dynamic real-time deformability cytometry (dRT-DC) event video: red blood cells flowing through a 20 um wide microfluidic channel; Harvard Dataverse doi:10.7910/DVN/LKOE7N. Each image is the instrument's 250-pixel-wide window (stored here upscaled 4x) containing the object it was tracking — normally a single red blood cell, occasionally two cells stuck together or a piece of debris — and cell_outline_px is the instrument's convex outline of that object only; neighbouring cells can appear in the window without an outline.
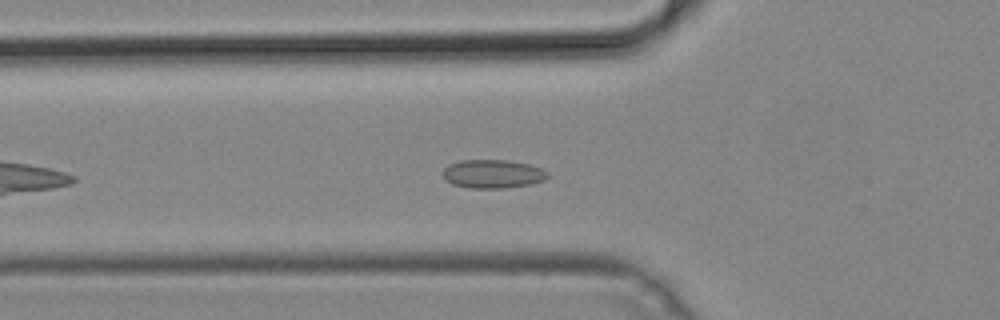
{"species": "common noctule bat (a hibernating species)", "species_latin": "Nyctalus noctula", "temperature_condition": "cold", "stored_images_in_passage": 41, "camera_frame_rate_fps": 3000, "um_per_image_px": 0.085, "animal": {"sex": "male", "body_mass_g": 19.2, "forearm_length_mm": 51.8}, "frame": {"image": 1, "passage_image": 8, "time_ms": 2.333, "image_size_px": [1000, 320], "cell_outline_px": [[548, 176], [544, 180], [528, 184], [504, 188], [468, 188], [452, 184], [444, 180], [444, 168], [448, 164], [460, 160], [508, 160], [528, 164], [540, 168], [548, 172]], "centroid_in_image_um": [41.85, 14.78], "position_along_channel_um": 84.0, "area_um2": 17.4}}
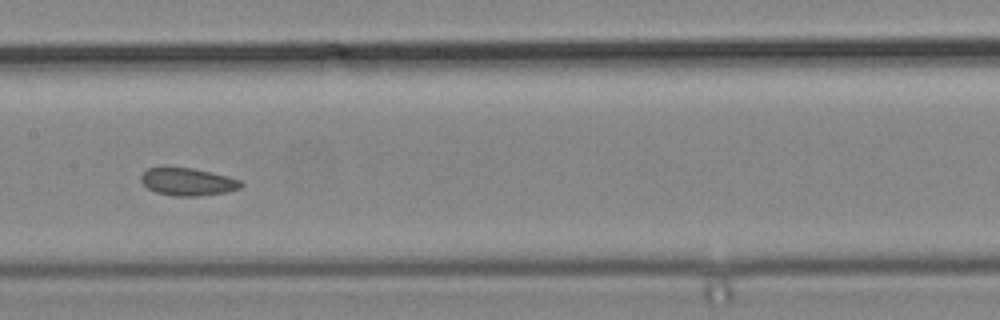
{"frame": {"image": 2, "passage_image": 16, "time_ms": 5.0, "image_size_px": [1000, 320], "cell_outline_px": [[244, 184], [240, 188], [224, 192], [196, 196], [176, 196], [156, 192], [148, 188], [140, 180], [140, 176], [148, 168], [164, 164], [168, 164], [192, 168], [212, 172], [240, 180]], "centroid_in_image_um": [15.89, 15.4], "position_along_channel_um": 191.5, "area_um2": 16.47}}
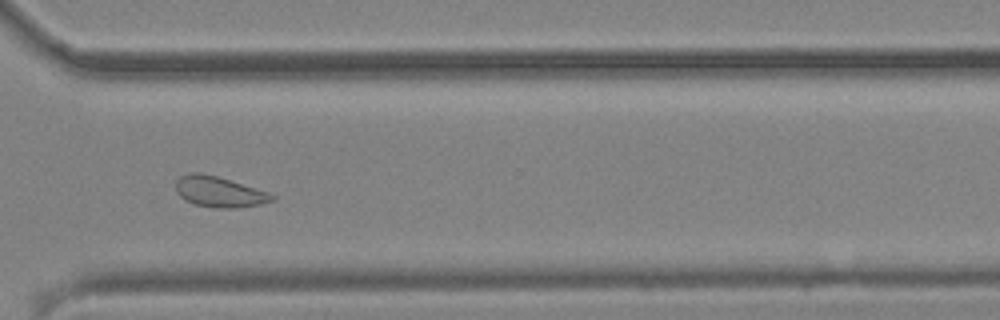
{"frame": {"image": 3, "passage_image": 28, "time_ms": 9.0, "image_size_px": [1000, 320], "cell_outline_px": [[276, 200], [260, 204], [236, 208], [224, 208], [196, 204], [180, 196], [176, 192], [176, 180], [180, 176], [188, 172], [200, 172], [216, 176], [268, 192], [276, 196]], "centroid_in_image_um": [18.64, 16.29], "position_along_channel_um": 352.0, "area_um2": 16.94}}